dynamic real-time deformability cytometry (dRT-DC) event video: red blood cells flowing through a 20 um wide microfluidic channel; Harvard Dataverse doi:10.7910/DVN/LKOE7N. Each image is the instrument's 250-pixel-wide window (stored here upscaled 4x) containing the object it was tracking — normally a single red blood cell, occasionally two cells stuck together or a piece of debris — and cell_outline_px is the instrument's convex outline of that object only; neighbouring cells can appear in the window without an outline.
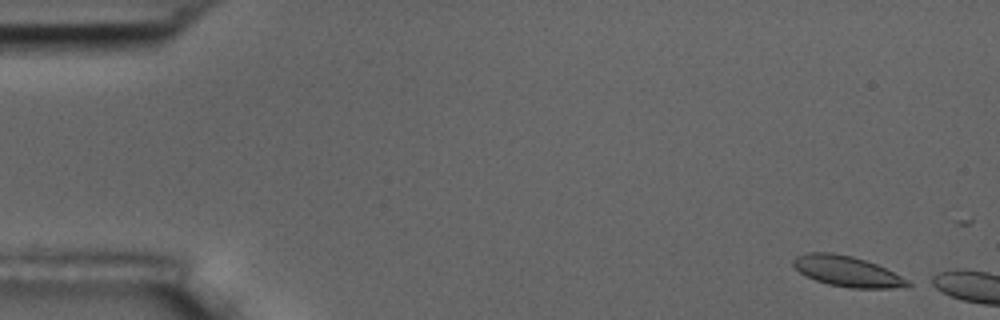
{"species": "common noctule bat (a hibernating species)", "species_latin": "Nyctalus noctula", "temperature_condition": "room temperature", "stored_images_in_passage": 2, "camera_frame_rate_fps": 3000, "um_per_image_px": 0.085, "animal": {"sex": "male", "body_mass_g": 17.5, "forearm_length_mm": 52.3}, "frame": {"image": 1, "passage_image": 1, "time_ms": 0.0, "image_size_px": [1000, 320], "cell_outline_px": [[912, 284], [892, 288], [848, 288], [828, 284], [816, 280], [800, 272], [792, 264], [792, 260], [796, 256], [808, 252], [832, 252], [852, 256], [876, 264], [908, 280]], "centroid_in_image_um": [71.95, 23.05], "position_along_channel_um": 13.0, "area_um2": 20.06}}